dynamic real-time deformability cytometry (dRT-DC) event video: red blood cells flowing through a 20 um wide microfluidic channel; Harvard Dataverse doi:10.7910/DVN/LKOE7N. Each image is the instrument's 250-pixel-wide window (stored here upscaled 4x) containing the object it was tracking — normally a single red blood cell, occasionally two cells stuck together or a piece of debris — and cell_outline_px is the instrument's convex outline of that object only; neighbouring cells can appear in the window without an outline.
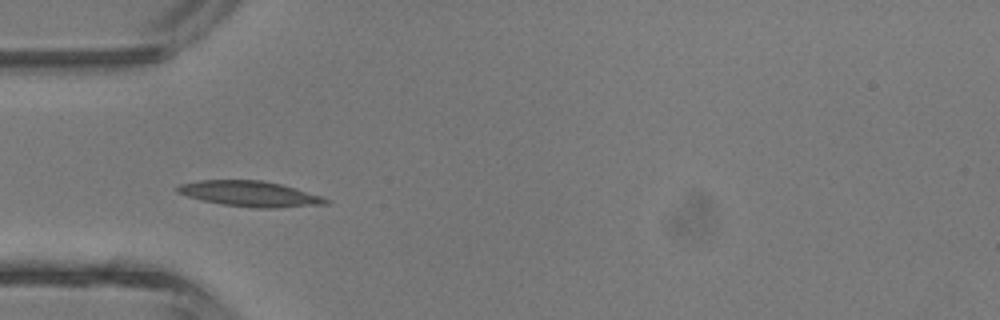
{"species": "common noctule bat (a hibernating species)", "species_latin": "Nyctalus noctula", "temperature_condition": "room temperature", "stored_images_in_passage": 31, "camera_frame_rate_fps": 3000, "um_per_image_px": 0.085, "animal": {"sex": "male", "body_mass_g": 13.3}, "frame": {"image": 1, "passage_image": 1, "time_ms": 0.0, "image_size_px": [1000, 320], "cell_outline_px": [[332, 200], [328, 204], [276, 208], [252, 208], [220, 204], [188, 196], [176, 192], [176, 188], [180, 184], [200, 180], [260, 180], [280, 184], [324, 196]], "centroid_in_image_um": [21.3, 16.48], "position_along_channel_um": 63.7, "area_um2": 22.14}}
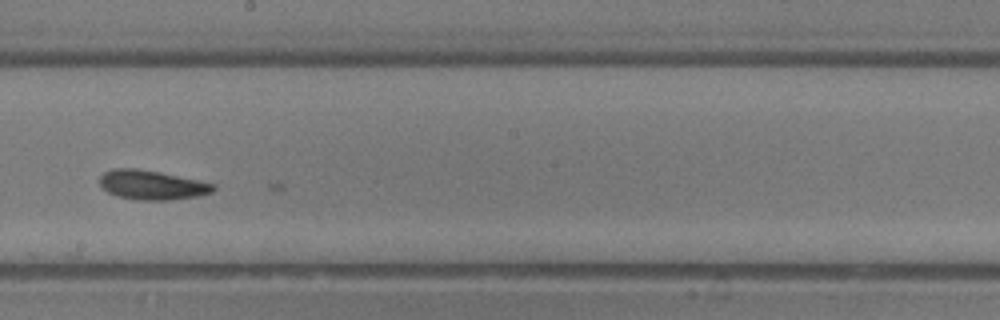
{"frame": {"image": 2, "passage_image": 12, "time_ms": 3.667, "image_size_px": [1000, 320], "cell_outline_px": [[216, 188], [212, 192], [200, 196], [168, 200], [140, 200], [116, 196], [108, 192], [100, 184], [100, 176], [104, 172], [112, 168], [136, 168], [160, 172], [200, 180], [216, 184]], "centroid_in_image_um": [12.94, 15.72], "position_along_channel_um": 235.3, "area_um2": 19.59}}
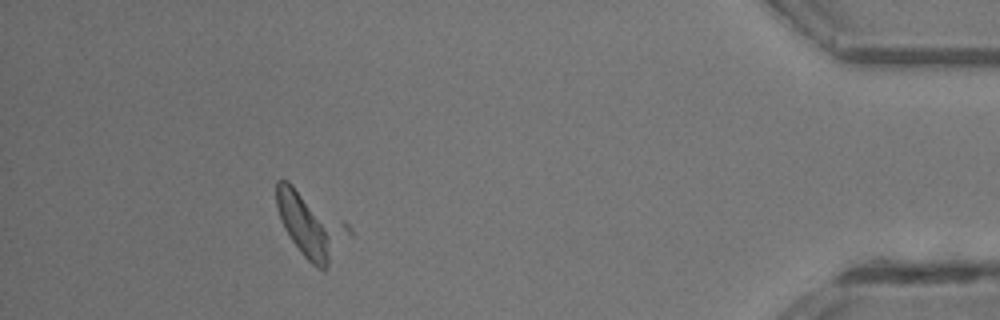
{"frame": {"image": 3, "passage_image": 27, "time_ms": 8.667, "image_size_px": [1000, 320], "cell_outline_px": [[352, 236], [328, 268], [324, 272], [316, 268], [300, 252], [284, 228], [280, 220], [276, 208], [276, 180], [288, 180], [344, 220], [352, 228]], "centroid_in_image_um": [26.45, 19.15], "position_along_channel_um": 408.8, "area_um2": 28.09}, "authors_computed_cell_mechanics": {"area_um2": 18.785, "velocity_mm_per_s": 4.6839, "shape_relaxation_time_tau1_ms": null, "shape_relaxation_time_tau2_ms": 9.893, "deformation_change_tau1": null, "deformation_change_tau2": 0.1923}}